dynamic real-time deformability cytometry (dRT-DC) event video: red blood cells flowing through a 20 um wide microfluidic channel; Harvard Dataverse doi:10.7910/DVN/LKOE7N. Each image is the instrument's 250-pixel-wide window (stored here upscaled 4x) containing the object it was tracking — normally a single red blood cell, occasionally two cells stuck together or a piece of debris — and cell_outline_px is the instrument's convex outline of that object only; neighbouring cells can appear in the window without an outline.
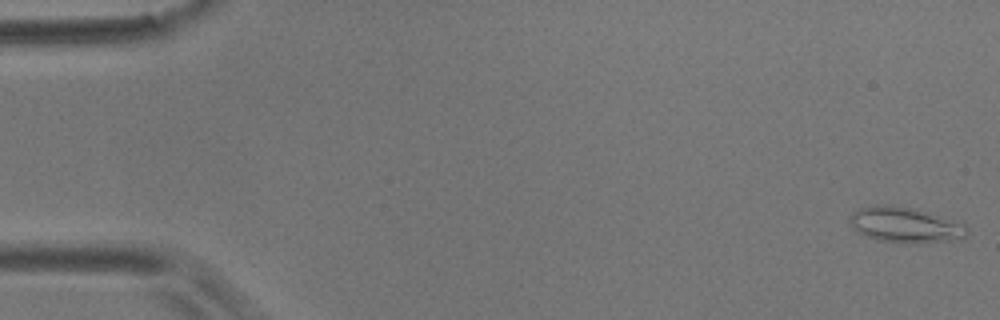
{"species": "common noctule bat (a hibernating species)", "species_latin": "Nyctalus noctula", "temperature_condition": "room temperature", "stored_images_in_passage": 55, "camera_frame_rate_fps": 3000, "um_per_image_px": 0.085, "animal": {"sex": "male", "body_mass_g": 17.9}, "frame": {"image": 1, "passage_image": 1, "time_ms": 0.0, "image_size_px": [1000, 320], "cell_outline_px": [[968, 232], [960, 240], [920, 244], [916, 244], [876, 240], [856, 232], [848, 224], [848, 216], [852, 212], [860, 208], [876, 204], [884, 204], [912, 208], [928, 212], [964, 224], [968, 228]], "centroid_in_image_um": [76.9, 19.13], "position_along_channel_um": 8.1, "area_um2": 24.74}}
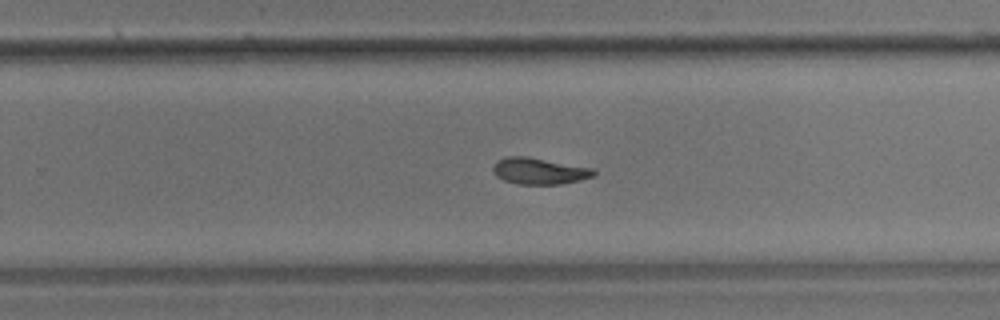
{"frame": {"image": 2, "passage_image": 35, "time_ms": 11.333, "image_size_px": [1000, 320], "cell_outline_px": [[596, 176], [560, 184], [516, 184], [504, 180], [496, 176], [492, 168], [496, 160], [508, 156], [528, 156], [592, 168], [596, 172]], "centroid_in_image_um": [45.82, 14.53], "position_along_channel_um": 284.0, "area_um2": 15.55}}
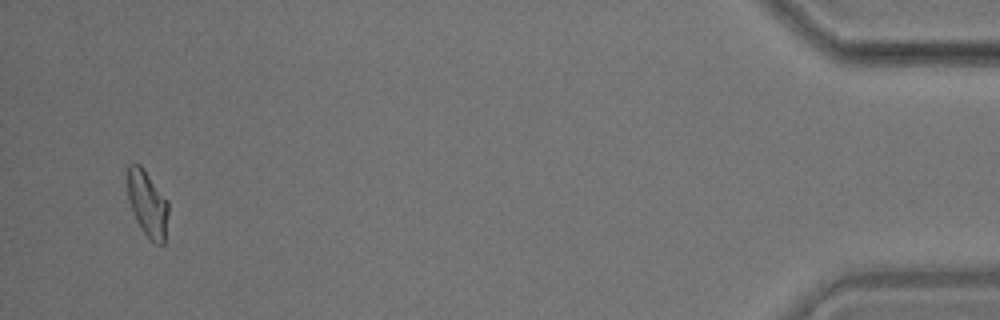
{"frame": {"image": 3, "passage_image": 53, "time_ms": 17.333, "image_size_px": [1000, 320], "cell_outline_px": [[168, 212], [164, 244], [156, 244], [144, 232], [136, 220], [128, 200], [128, 164], [140, 164], [144, 168], [168, 200]], "centroid_in_image_um": [12.55, 17.29], "position_along_channel_um": 422.7, "area_um2": 15.61}, "authors_computed_cell_mechanics": {"area_um2": 15.9528, "velocity_mm_per_s": 3.6427, "shape_relaxation_time_tau1_ms": 7.1848, "shape_relaxation_time_tau2_ms": 5.3435, "deformation_change_tau1": 0.1965, "deformation_change_tau2": 0.1269}}